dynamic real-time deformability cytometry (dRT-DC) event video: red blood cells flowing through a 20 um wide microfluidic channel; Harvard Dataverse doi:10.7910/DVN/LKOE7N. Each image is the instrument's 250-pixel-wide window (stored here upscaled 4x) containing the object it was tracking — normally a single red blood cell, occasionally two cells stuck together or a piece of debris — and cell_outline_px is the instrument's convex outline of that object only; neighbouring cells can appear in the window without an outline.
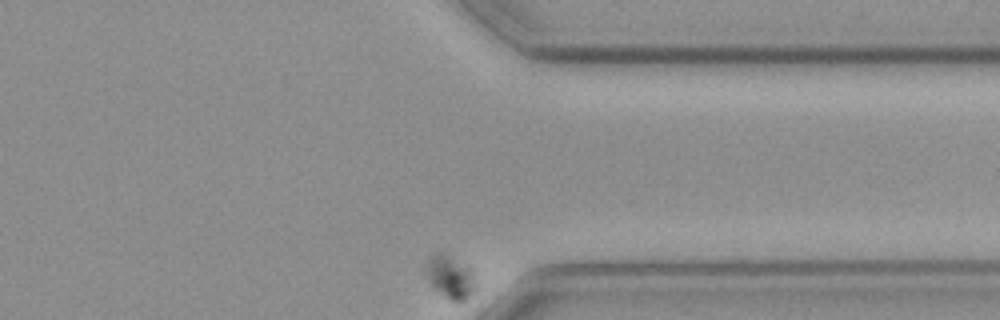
{"species": "common noctule bat (a hibernating species)", "species_latin": "Nyctalus noctula", "temperature_condition": "cold", "stored_images_in_passage": 40, "camera_frame_rate_fps": 3000, "um_per_image_px": 0.085, "animal": {"sex": "female", "body_mass_g": 19.3, "forearm_length_mm": 54.1}, "frame": {"image": 1, "passage_image": 40, "time_ms": 13.0, "image_size_px": [1000, 320], "cell_outline_px": [[476, 292], [464, 300], [456, 304], [448, 300], [432, 288], [424, 272], [424, 264], [436, 252], [440, 252], [472, 268], [476, 280]], "centroid_in_image_um": [38.27, 23.6], "position_along_channel_um": 373.1, "area_um2": 13.06}, "authors_computed_cell_mechanics": {"area_um2": 12.9761, "velocity_mm_per_s": 2.1635, "shape_relaxation_time_tau1_ms": 1.2194, "shape_relaxation_time_tau2_ms": null, "deformation_change_tau1": 0.273, "deformation_change_tau2": null}}